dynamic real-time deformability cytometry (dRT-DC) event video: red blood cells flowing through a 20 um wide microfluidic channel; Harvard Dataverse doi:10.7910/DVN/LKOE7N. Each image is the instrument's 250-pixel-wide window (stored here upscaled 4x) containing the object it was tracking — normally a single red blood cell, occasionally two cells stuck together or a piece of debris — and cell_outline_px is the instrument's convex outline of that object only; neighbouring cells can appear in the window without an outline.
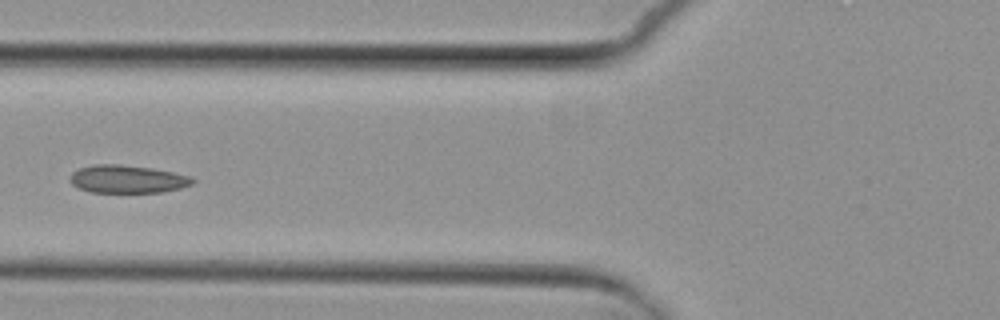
{"species": "common noctule bat (a hibernating species)", "species_latin": "Nyctalus noctula", "temperature_condition": "cold", "stored_images_in_passage": 4, "camera_frame_rate_fps": 3000, "um_per_image_px": 0.085, "animal": {"sex": "female", "body_mass_g": 29.2, "forearm_length_mm": 56.3}, "frame": {"image": 1, "passage_image": 4, "time_ms": 4.333, "image_size_px": [1000, 320], "cell_outline_px": [[196, 180], [192, 184], [180, 188], [164, 192], [92, 192], [80, 188], [72, 184], [68, 180], [72, 172], [80, 168], [92, 164], [120, 164], [152, 168], [192, 176]], "centroid_in_image_um": [10.84, 15.21], "position_along_channel_um": 115.0, "area_um2": 20.0}}